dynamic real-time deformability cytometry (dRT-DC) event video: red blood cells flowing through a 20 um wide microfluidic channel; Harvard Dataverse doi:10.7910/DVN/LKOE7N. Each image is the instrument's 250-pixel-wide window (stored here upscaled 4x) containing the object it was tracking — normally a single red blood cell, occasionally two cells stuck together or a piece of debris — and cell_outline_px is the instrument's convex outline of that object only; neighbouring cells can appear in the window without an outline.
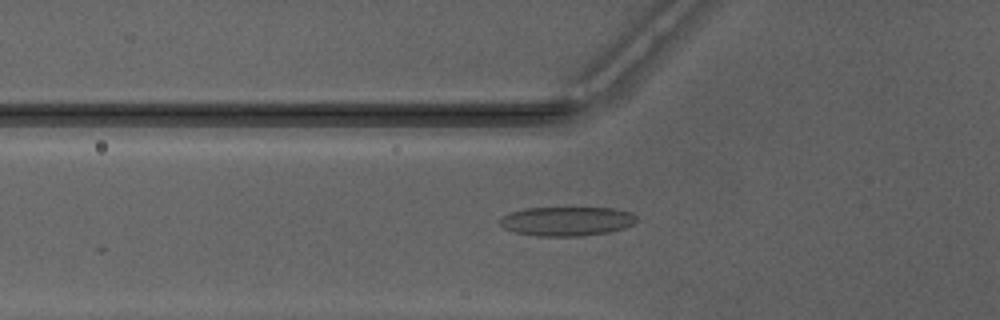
{"species": "Egyptian fruit bat (a non-hibernating species)", "species_latin": "Rousettus aegyptiacus", "temperature_condition": "warm", "stored_images_in_passage": 35, "camera_frame_rate_fps": 3000, "um_per_image_px": 0.085, "animal": {"sex": "male"}, "frame": {"image": 1, "passage_image": 3, "time_ms": 0.667, "image_size_px": [1000, 320], "cell_outline_px": [[636, 220], [632, 224], [624, 228], [608, 232], [580, 236], [536, 236], [516, 232], [504, 228], [496, 220], [508, 212], [524, 208], [616, 208], [632, 212], [636, 216]], "centroid_in_image_um": [48.14, 18.79], "position_along_channel_um": 77.7, "area_um2": 23.41}}
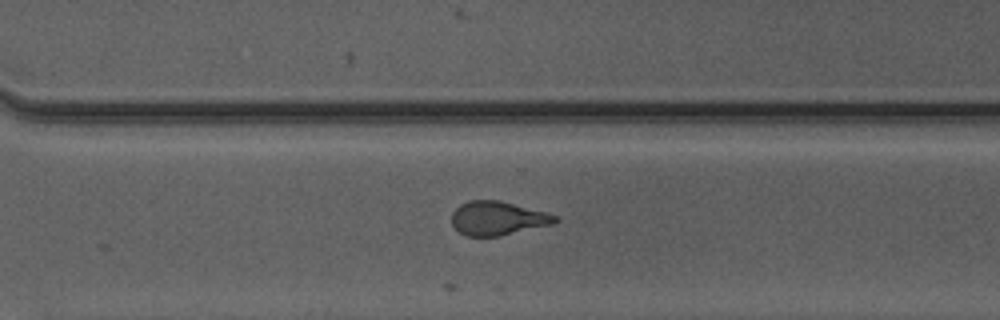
{"frame": {"image": 2, "passage_image": 21, "time_ms": 6.667, "image_size_px": [1000, 320], "cell_outline_px": [[560, 220], [552, 224], [500, 236], [464, 236], [452, 224], [452, 212], [460, 204], [468, 200], [500, 200], [544, 212], [556, 216]], "centroid_in_image_um": [42.27, 18.55], "position_along_channel_um": 328.3, "area_um2": 20.29}}
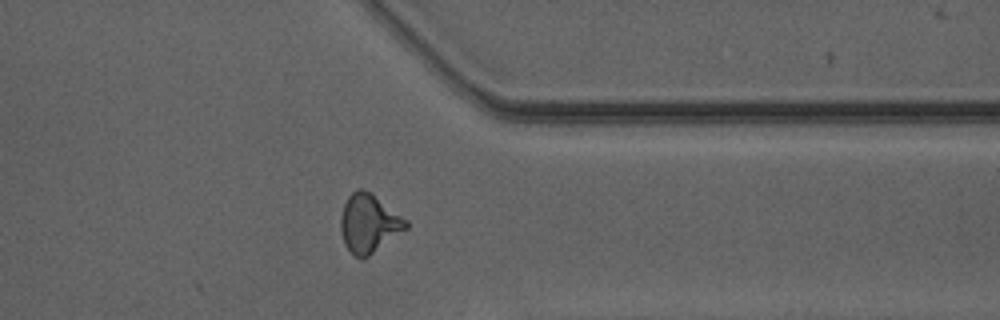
{"frame": {"image": 3, "passage_image": 25, "time_ms": 8.0, "image_size_px": [1000, 320], "cell_outline_px": [[408, 228], [368, 256], [356, 256], [344, 244], [340, 228], [340, 216], [344, 204], [348, 196], [356, 188], [360, 188], [368, 192], [408, 220]], "centroid_in_image_um": [31.34, 18.97], "position_along_channel_um": 380.1, "area_um2": 21.73}, "authors_computed_cell_mechanics": {"area_um2": 20.3456, "velocity_mm_per_s": 3.38, "shape_relaxation_time_tau1_ms": 1.0853, "shape_relaxation_time_tau2_ms": null, "deformation_change_tau1": 0.306, "deformation_change_tau2": null}}